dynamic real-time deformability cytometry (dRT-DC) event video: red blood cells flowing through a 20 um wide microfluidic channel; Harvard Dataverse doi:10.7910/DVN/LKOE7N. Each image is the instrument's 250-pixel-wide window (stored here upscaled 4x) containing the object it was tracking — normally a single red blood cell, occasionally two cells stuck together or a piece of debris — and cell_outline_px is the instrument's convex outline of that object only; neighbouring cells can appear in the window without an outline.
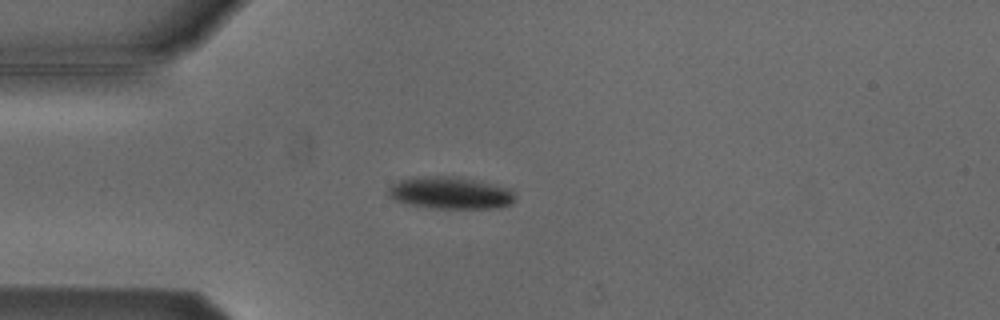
{"species": "Egyptian fruit bat (a non-hibernating species)", "species_latin": "Rousettus aegyptiacus", "temperature_condition": "cold", "stored_images_in_passage": 3, "camera_frame_rate_fps": 3000, "um_per_image_px": 0.085, "animal": {"sex": "male"}, "frame": {"image": 1, "passage_image": 3, "time_ms": 3.0, "image_size_px": [1000, 320], "cell_outline_px": [[516, 200], [512, 204], [496, 208], [432, 208], [408, 204], [392, 200], [388, 196], [388, 188], [392, 184], [400, 180], [412, 176], [460, 176], [496, 184], [512, 188], [516, 196]], "centroid_in_image_um": [38.3, 16.38], "position_along_channel_um": 46.7, "area_um2": 24.39}}